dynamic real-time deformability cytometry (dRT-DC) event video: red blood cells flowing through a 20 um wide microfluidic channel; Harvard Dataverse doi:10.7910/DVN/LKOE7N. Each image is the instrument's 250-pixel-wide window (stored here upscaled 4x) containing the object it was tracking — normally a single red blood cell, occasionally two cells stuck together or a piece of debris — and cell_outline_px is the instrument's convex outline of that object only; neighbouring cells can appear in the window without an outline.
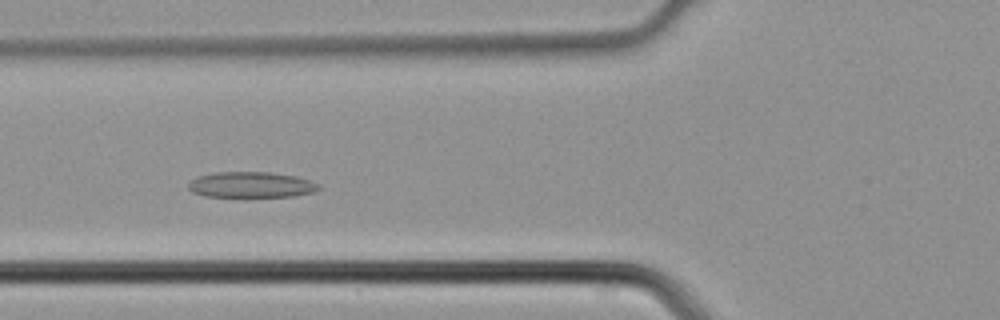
{"species": "common noctule bat (a hibernating species)", "species_latin": "Nyctalus noctula", "temperature_condition": "cold", "stored_images_in_passage": 37, "camera_frame_rate_fps": 3000, "um_per_image_px": 0.085, "animal": {"sex": "male", "body_mass_g": 21.5, "forearm_length_mm": 52.0}, "frame": {"image": 1, "passage_image": 9, "time_ms": 2.667, "image_size_px": [1000, 320], "cell_outline_px": [[320, 188], [312, 192], [296, 196], [244, 200], [204, 196], [192, 192], [188, 188], [188, 184], [196, 176], [216, 172], [268, 172], [296, 176], [320, 184]], "centroid_in_image_um": [21.31, 15.76], "position_along_channel_um": 104.5, "area_um2": 20.75}}
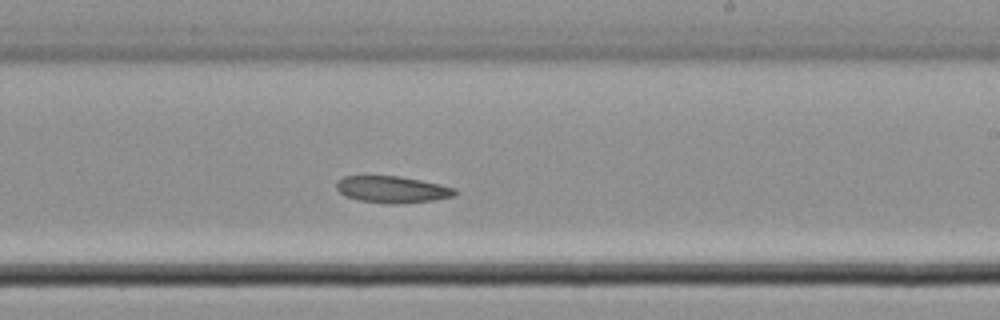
{"frame": {"image": 2, "passage_image": 19, "time_ms": 6.0, "image_size_px": [1000, 320], "cell_outline_px": [[456, 196], [432, 200], [396, 204], [392, 204], [360, 200], [344, 196], [336, 188], [336, 180], [344, 176], [400, 176], [440, 184], [456, 188]], "centroid_in_image_um": [33.33, 16.1], "position_along_channel_um": 255.7, "area_um2": 18.44}}
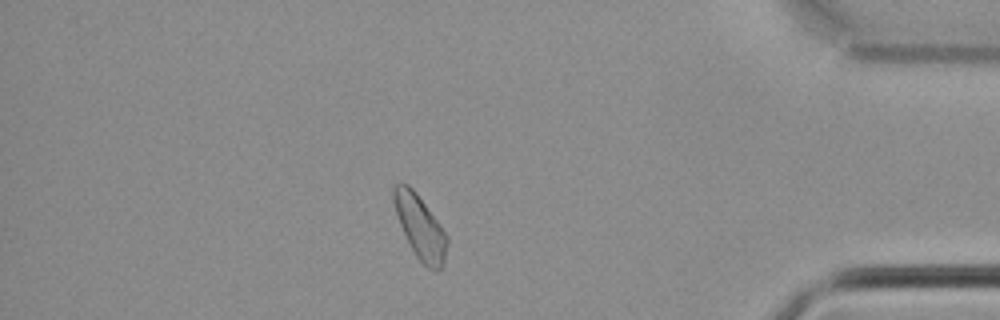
{"frame": {"image": 3, "passage_image": 31, "time_ms": 10.0, "image_size_px": [1000, 320], "cell_outline_px": [[448, 244], [444, 264], [436, 272], [428, 268], [416, 256], [400, 224], [392, 200], [392, 188], [396, 184], [408, 184], [416, 192], [440, 224], [448, 236]], "centroid_in_image_um": [35.73, 19.3], "position_along_channel_um": 399.5, "area_um2": 19.59}}